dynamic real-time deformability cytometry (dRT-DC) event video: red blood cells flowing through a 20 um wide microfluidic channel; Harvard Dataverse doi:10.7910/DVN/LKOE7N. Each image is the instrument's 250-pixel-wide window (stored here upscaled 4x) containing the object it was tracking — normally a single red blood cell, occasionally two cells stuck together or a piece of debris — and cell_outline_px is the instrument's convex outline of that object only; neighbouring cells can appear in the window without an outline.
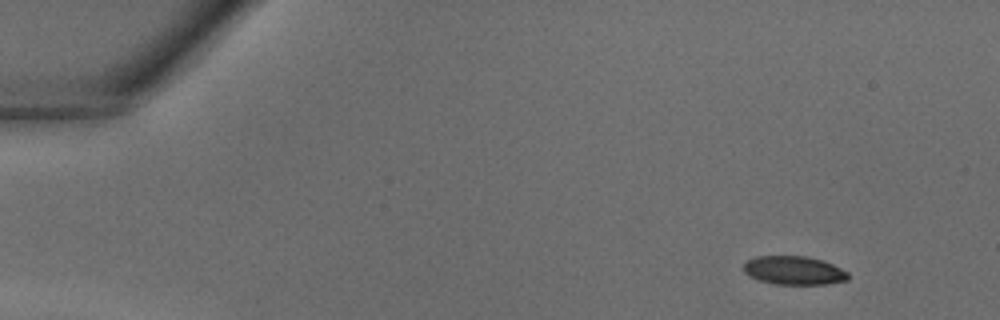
{"species": "common noctule bat (a hibernating species)", "species_latin": "Nyctalus noctula", "temperature_condition": "warm", "stored_images_in_passage": 39, "camera_frame_rate_fps": 3000, "um_per_image_px": 0.085, "animal": {"sex": "male", "body_mass_g": 18.8}, "frame": {"image": 1, "passage_image": 4, "time_ms": 1.0, "image_size_px": [1000, 320], "cell_outline_px": [[848, 280], [824, 284], [776, 284], [760, 280], [748, 276], [744, 272], [744, 264], [748, 260], [756, 256], [808, 256], [824, 260], [848, 272]], "centroid_in_image_um": [67.48, 22.98], "position_along_channel_um": 17.5, "area_um2": 17.4}}
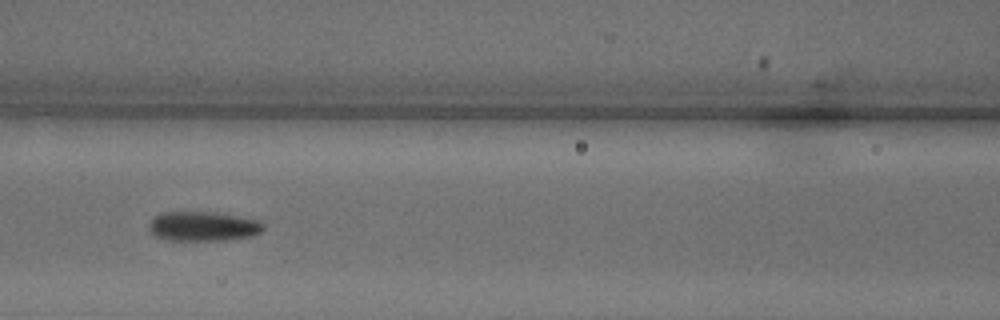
{"frame": {"image": 2, "passage_image": 18, "time_ms": 5.667, "image_size_px": [1000, 320], "cell_outline_px": [[264, 228], [260, 232], [248, 236], [224, 240], [164, 240], [156, 236], [148, 228], [148, 224], [160, 212], [216, 212], [260, 220], [264, 224]], "centroid_in_image_um": [17.25, 19.23], "position_along_channel_um": 149.4, "area_um2": 19.65}}
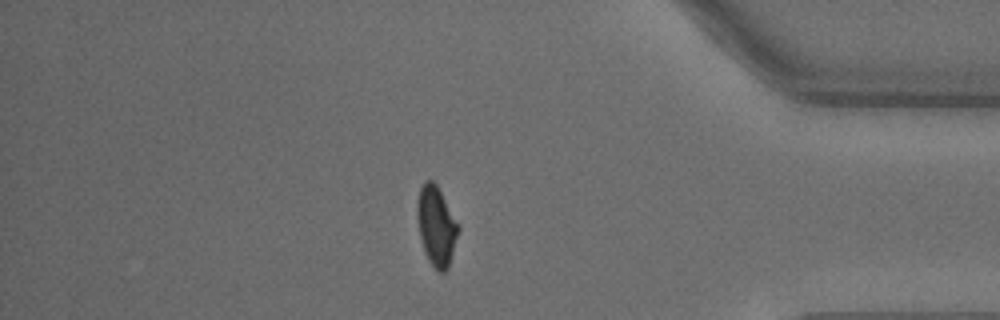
{"frame": {"image": 3, "passage_image": 34, "time_ms": 11.0, "image_size_px": [1000, 320], "cell_outline_px": [[460, 228], [448, 268], [444, 272], [440, 272], [428, 260], [424, 252], [420, 236], [416, 216], [416, 200], [420, 188], [424, 180], [432, 180], [436, 184], [460, 224]], "centroid_in_image_um": [37.08, 19.17], "position_along_channel_um": 398.1, "area_um2": 19.25}}